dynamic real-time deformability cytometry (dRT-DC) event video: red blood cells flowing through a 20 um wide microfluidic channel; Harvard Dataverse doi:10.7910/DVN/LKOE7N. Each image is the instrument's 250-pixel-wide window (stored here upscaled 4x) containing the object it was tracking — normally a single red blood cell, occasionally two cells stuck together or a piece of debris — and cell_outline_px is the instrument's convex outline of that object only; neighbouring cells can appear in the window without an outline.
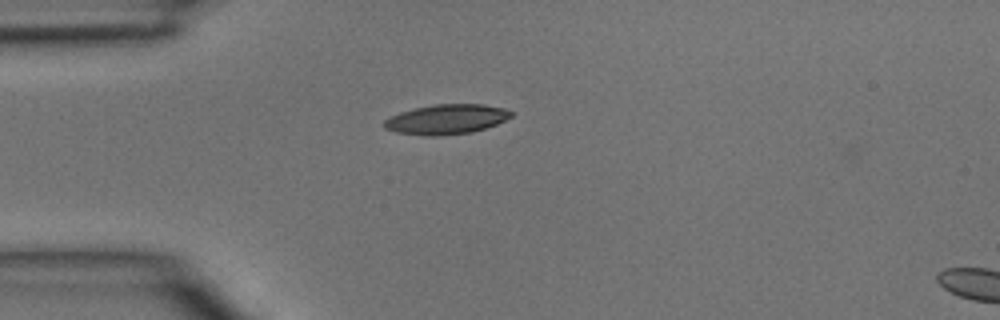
{"species": "common noctule bat (a hibernating species)", "species_latin": "Nyctalus noctula", "temperature_condition": "room temperature", "stored_images_in_passage": 2, "camera_frame_rate_fps": 3000, "um_per_image_px": 0.085, "animal": {"sex": "male", "body_mass_g": 15.6}, "frame": {"image": 1, "passage_image": 1, "time_ms": 0.0, "image_size_px": [1000, 320], "cell_outline_px": [[512, 116], [496, 124], [472, 132], [440, 136], [428, 136], [396, 132], [384, 128], [380, 124], [384, 120], [400, 112], [432, 104], [484, 104], [504, 108], [512, 112]], "centroid_in_image_um": [37.91, 10.14], "position_along_channel_um": 47.1, "area_um2": 22.08}}